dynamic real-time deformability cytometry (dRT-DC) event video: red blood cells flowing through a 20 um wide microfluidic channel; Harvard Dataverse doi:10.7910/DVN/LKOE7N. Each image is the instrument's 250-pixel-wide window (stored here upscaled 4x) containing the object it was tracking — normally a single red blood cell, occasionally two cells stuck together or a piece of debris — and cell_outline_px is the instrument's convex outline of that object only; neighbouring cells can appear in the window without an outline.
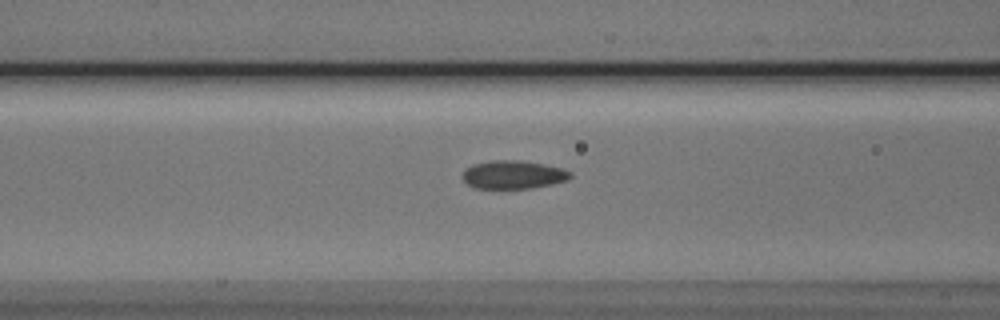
{"species": "Egyptian fruit bat (a non-hibernating species)", "species_latin": "Rousettus aegyptiacus", "temperature_condition": "cold", "stored_images_in_passage": 7, "camera_frame_rate_fps": 3000, "um_per_image_px": 0.085, "animal": {"sex": "male"}, "frame": {"image": 1, "passage_image": 6, "time_ms": 7.0, "image_size_px": [1000, 320], "cell_outline_px": [[572, 176], [568, 180], [552, 184], [532, 188], [472, 188], [460, 176], [464, 168], [472, 164], [492, 160], [520, 160], [544, 164], [560, 168], [572, 172]], "centroid_in_image_um": [43.59, 14.84], "position_along_channel_um": 123.0, "area_um2": 17.98}}